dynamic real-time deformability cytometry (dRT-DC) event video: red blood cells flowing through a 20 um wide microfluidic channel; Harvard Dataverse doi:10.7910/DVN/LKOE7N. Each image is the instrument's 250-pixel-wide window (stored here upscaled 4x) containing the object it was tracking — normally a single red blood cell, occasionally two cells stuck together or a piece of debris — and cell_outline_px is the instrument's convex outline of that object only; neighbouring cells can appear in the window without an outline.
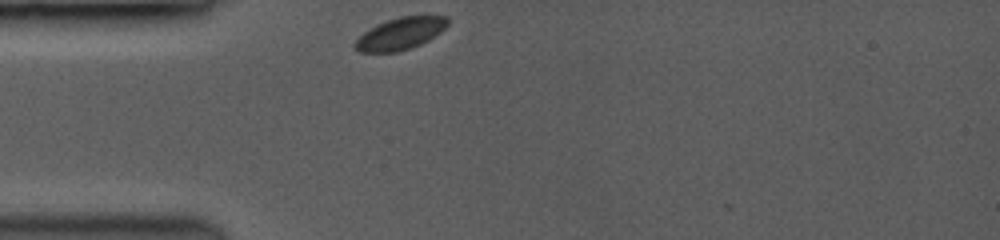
{"species": "common noctule bat (a hibernating species)", "species_latin": "Nyctalus noctula", "temperature_condition": "room temperature", "stored_images_in_passage": 17, "camera_frame_rate_fps": 3500, "um_per_image_px": 0.085, "animal": {"sex": "female", "body_mass_g": 19.0, "forearm_length_mm": 53.3}, "frame": {"image": 1, "passage_image": 1, "time_ms": 0.0, "image_size_px": [1000, 240], "cell_outline_px": [[448, 24], [440, 32], [428, 40], [420, 44], [396, 52], [360, 52], [352, 48], [352, 44], [364, 32], [376, 24], [400, 16], [448, 16]], "centroid_in_image_um": [33.99, 2.86], "position_along_channel_um": 51.0, "area_um2": 17.17}}
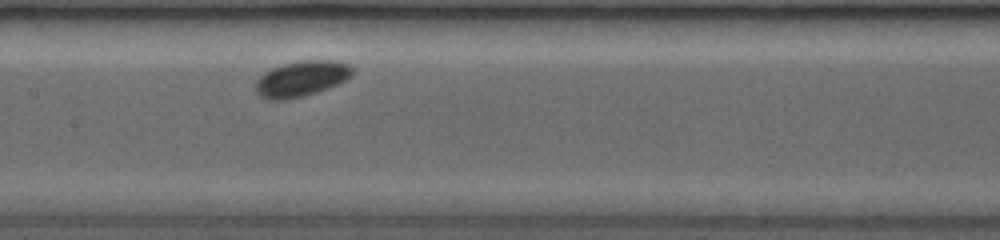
{"frame": {"image": 2, "passage_image": 11, "time_ms": 3.714, "image_size_px": [1000, 240], "cell_outline_px": [[352, 76], [336, 84], [300, 96], [276, 100], [272, 100], [260, 96], [256, 92], [256, 80], [264, 72], [272, 68], [284, 64], [300, 60], [340, 60], [352, 64]], "centroid_in_image_um": [25.63, 6.64], "position_along_channel_um": 181.8, "area_um2": 19.71}}
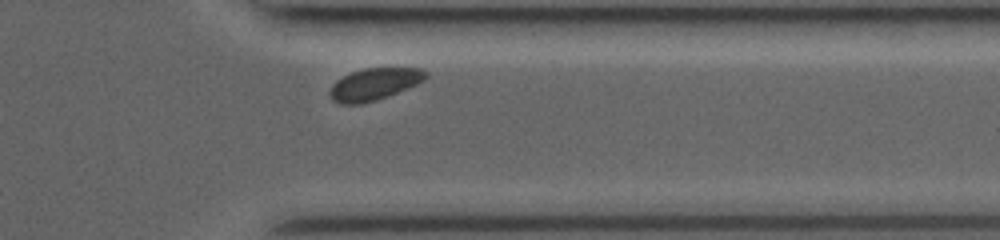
{"frame": {"image": 3, "passage_image": 17, "time_ms": 8.857, "image_size_px": [1000, 240], "cell_outline_px": [[428, 76], [424, 80], [416, 84], [376, 100], [364, 104], [340, 104], [332, 100], [328, 92], [332, 84], [336, 80], [352, 72], [364, 68], [416, 68], [428, 72]], "centroid_in_image_um": [31.77, 7.16], "position_along_channel_um": 379.6, "area_um2": 17.74}}